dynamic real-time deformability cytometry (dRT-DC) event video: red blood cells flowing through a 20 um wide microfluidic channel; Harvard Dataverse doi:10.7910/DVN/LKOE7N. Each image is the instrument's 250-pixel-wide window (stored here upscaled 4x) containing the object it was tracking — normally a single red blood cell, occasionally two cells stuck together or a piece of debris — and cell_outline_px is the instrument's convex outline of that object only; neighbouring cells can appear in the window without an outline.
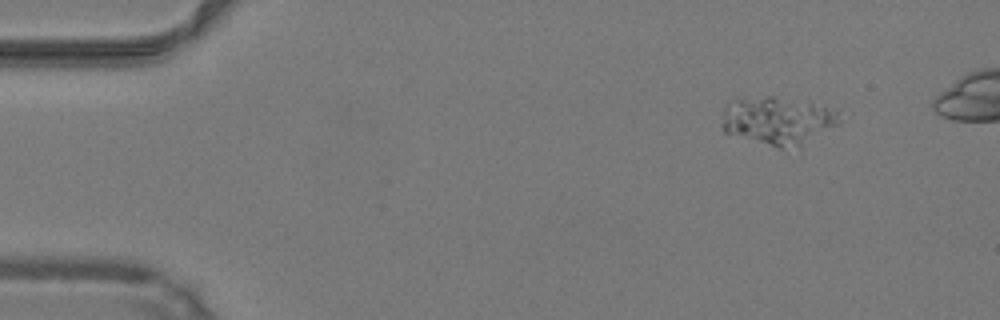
{"species": "common noctule bat (a hibernating species)", "species_latin": "Nyctalus noctula", "temperature_condition": "warm", "stored_images_in_passage": 9, "camera_frame_rate_fps": 3000, "um_per_image_px": 0.085, "animal": {"sex": "male", "body_mass_g": 19.2, "forearm_length_mm": 51.8}, "frame": {"image": 1, "passage_image": 6, "time_ms": 1.667, "image_size_px": [1000, 320], "cell_outline_px": [[844, 120], [840, 124], [796, 144], [780, 148], [724, 132], [724, 108], [728, 100], [768, 96], [772, 96], [812, 104], [836, 112]], "centroid_in_image_um": [66.05, 10.22], "position_along_channel_um": 18.9, "area_um2": 31.21}}